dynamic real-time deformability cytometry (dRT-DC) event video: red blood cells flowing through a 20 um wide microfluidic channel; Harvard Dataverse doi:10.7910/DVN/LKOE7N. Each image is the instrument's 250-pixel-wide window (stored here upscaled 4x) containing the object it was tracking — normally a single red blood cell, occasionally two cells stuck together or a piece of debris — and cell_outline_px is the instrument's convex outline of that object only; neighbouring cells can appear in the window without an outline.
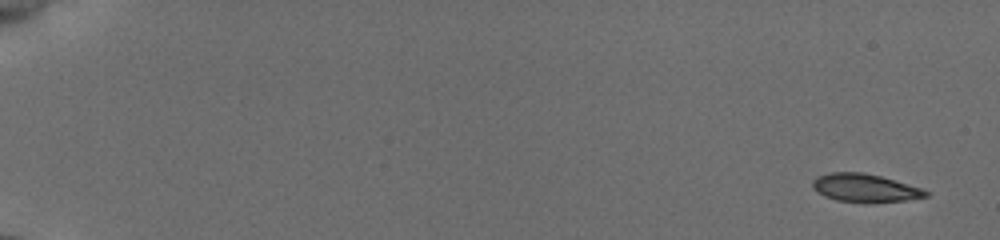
{"species": "common noctule bat (a hibernating species)", "species_latin": "Nyctalus noctula", "temperature_condition": "cold", "stored_images_in_passage": 18, "camera_frame_rate_fps": 3000, "um_per_image_px": 0.085, "animal": {"sex": "female", "body_mass_g": 19.5, "forearm_length_mm": 54.1}, "frame": {"image": 1, "passage_image": 1, "time_ms": 0.0, "image_size_px": [1000, 240], "cell_outline_px": [[928, 196], [908, 200], [864, 204], [836, 200], [824, 196], [812, 188], [812, 180], [816, 176], [828, 172], [864, 172], [880, 176], [920, 188], [928, 192]], "centroid_in_image_um": [73.46, 15.99], "position_along_channel_um": 11.5, "area_um2": 18.84}}
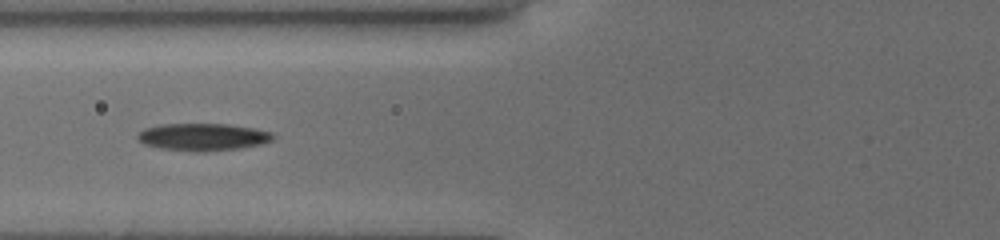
{"frame": {"image": 2, "passage_image": 8, "time_ms": 7.333, "image_size_px": [1000, 240], "cell_outline_px": [[276, 140], [264, 144], [240, 148], [204, 152], [196, 152], [160, 148], [144, 144], [136, 140], [136, 136], [144, 128], [164, 124], [228, 124], [252, 128], [272, 132], [276, 136]], "centroid_in_image_um": [17.28, 11.65], "position_along_channel_um": 108.5, "area_um2": 21.85}}
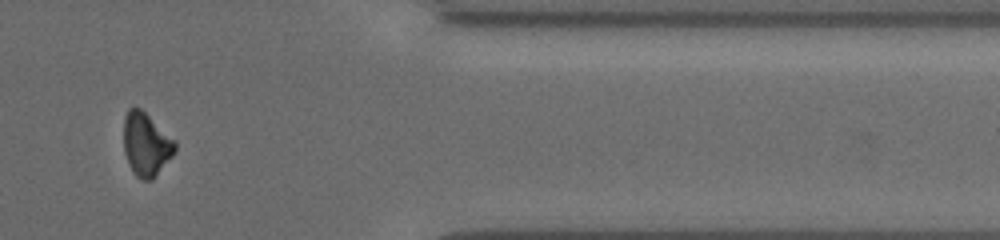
{"frame": {"image": 3, "passage_image": 16, "time_ms": 15.333, "image_size_px": [1000, 240], "cell_outline_px": [[176, 152], [152, 180], [144, 180], [136, 176], [132, 172], [128, 164], [124, 152], [124, 116], [128, 108], [140, 108], [176, 140]], "centroid_in_image_um": [12.43, 12.28], "position_along_channel_um": 399.0, "area_um2": 19.07}, "authors_computed_cell_mechanics": {"area_um2": 19.5942, "velocity_mm_per_s": 3.8509, "shape_relaxation_time_tau1_ms": 2.9217, "shape_relaxation_time_tau2_ms": null, "deformation_change_tau1": 0.0997, "deformation_change_tau2": null}}